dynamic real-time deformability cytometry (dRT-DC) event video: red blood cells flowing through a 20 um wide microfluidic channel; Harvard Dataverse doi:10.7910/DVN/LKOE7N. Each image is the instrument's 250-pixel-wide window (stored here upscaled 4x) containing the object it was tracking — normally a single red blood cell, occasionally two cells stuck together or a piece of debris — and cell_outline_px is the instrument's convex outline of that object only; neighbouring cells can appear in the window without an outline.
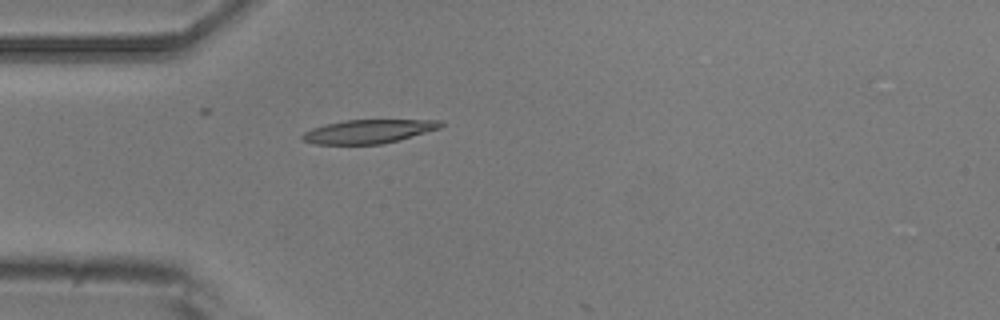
{"species": "common noctule bat (a hibernating species)", "species_latin": "Nyctalus noctula", "temperature_condition": "room temperature", "stored_images_in_passage": 3, "camera_frame_rate_fps": 3000, "um_per_image_px": 0.085, "animal": {"sex": "male", "body_mass_g": 20.5, "forearm_length_mm": 52.5}, "frame": {"image": 1, "passage_image": 3, "time_ms": 2.333, "image_size_px": [1000, 320], "cell_outline_px": [[444, 124], [440, 128], [400, 140], [380, 144], [316, 144], [304, 140], [300, 136], [304, 132], [312, 128], [324, 124], [344, 120], [440, 120]], "centroid_in_image_um": [31.32, 11.17], "position_along_channel_um": 53.7, "area_um2": 19.07}}